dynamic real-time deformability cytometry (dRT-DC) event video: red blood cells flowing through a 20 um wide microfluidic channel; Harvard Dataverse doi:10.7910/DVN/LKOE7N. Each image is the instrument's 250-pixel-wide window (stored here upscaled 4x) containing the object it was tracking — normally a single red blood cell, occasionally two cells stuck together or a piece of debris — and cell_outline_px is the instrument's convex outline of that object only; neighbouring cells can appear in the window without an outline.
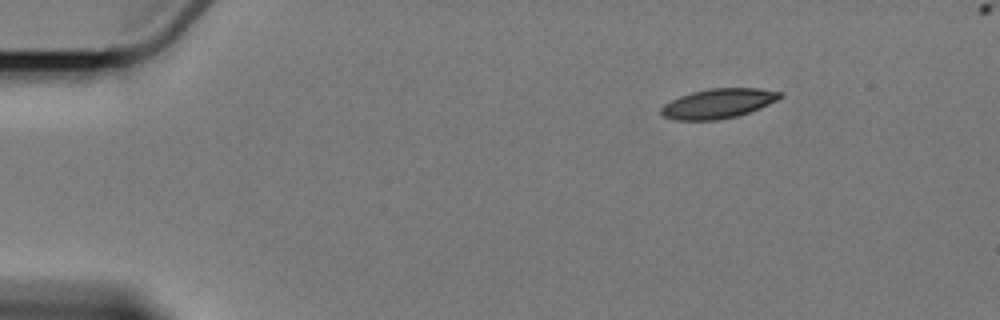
{"species": "Egyptian fruit bat (a non-hibernating species)", "species_latin": "Rousettus aegyptiacus", "temperature_condition": "cold", "stored_images_in_passage": 4, "camera_frame_rate_fps": 3000, "um_per_image_px": 0.085, "animal": {"sex": "female"}, "frame": {"image": 1, "passage_image": 1, "time_ms": 0.0, "image_size_px": [1000, 320], "cell_outline_px": [[784, 96], [760, 108], [736, 116], [720, 120], [676, 120], [664, 116], [660, 112], [660, 108], [664, 104], [680, 96], [692, 92], [708, 88], [760, 88], [780, 92]], "centroid_in_image_um": [61.04, 8.79], "position_along_channel_um": 24.0, "area_um2": 20.46}}
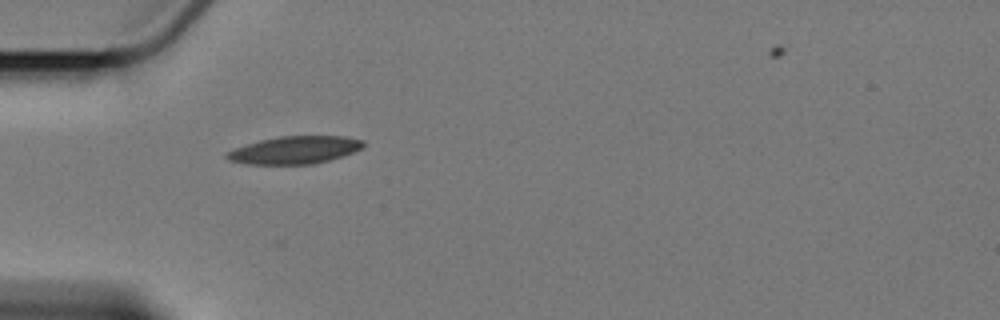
{"frame": {"image": 2, "passage_image": 3, "time_ms": 3.333, "image_size_px": [1000, 320], "cell_outline_px": [[364, 144], [360, 148], [352, 152], [328, 160], [312, 164], [244, 164], [228, 160], [224, 156], [232, 148], [260, 140], [276, 136], [344, 136], [364, 140]], "centroid_in_image_um": [24.98, 12.74], "position_along_channel_um": 60.0, "area_um2": 21.91}}